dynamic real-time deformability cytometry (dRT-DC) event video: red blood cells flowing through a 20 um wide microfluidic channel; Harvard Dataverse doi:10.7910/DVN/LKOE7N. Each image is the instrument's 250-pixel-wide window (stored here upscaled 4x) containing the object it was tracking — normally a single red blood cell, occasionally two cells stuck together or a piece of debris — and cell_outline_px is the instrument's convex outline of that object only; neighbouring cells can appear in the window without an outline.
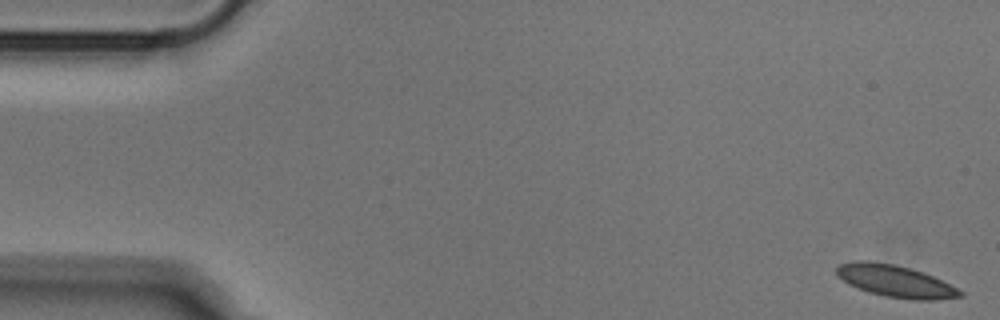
{"species": "Egyptian fruit bat (a non-hibernating species)", "species_latin": "Rousettus aegyptiacus", "temperature_condition": "cold", "stored_images_in_passage": 51, "camera_frame_rate_fps": 3000, "um_per_image_px": 0.085, "animal": {"sex": "male"}, "frame": {"image": 1, "passage_image": 1, "time_ms": 0.0, "image_size_px": [1000, 320], "cell_outline_px": [[964, 296], [936, 300], [912, 300], [884, 296], [868, 292], [848, 284], [836, 276], [836, 268], [840, 264], [856, 260], [868, 260], [892, 264], [924, 272], [964, 292]], "centroid_in_image_um": [76.07, 23.9], "position_along_channel_um": 8.9, "area_um2": 23.06}}
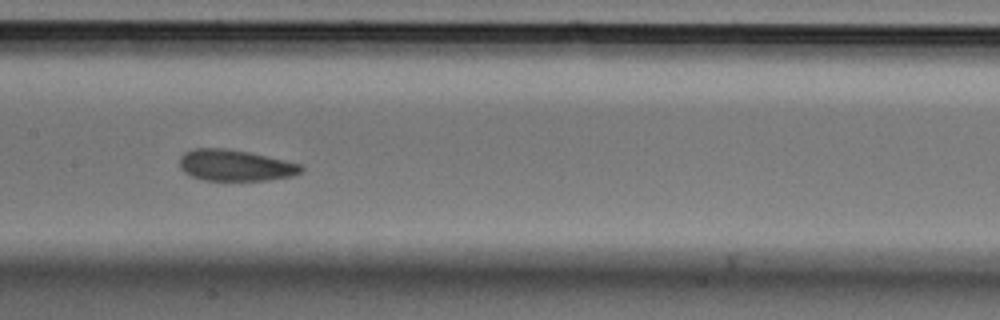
{"frame": {"image": 2, "passage_image": 25, "time_ms": 8.0, "image_size_px": [1000, 320], "cell_outline_px": [[304, 168], [300, 172], [292, 176], [268, 180], [204, 180], [192, 176], [184, 172], [180, 168], [180, 156], [184, 152], [192, 148], [228, 148], [248, 152], [304, 164]], "centroid_in_image_um": [20.0, 14.04], "position_along_channel_um": 187.4, "area_um2": 22.25}}
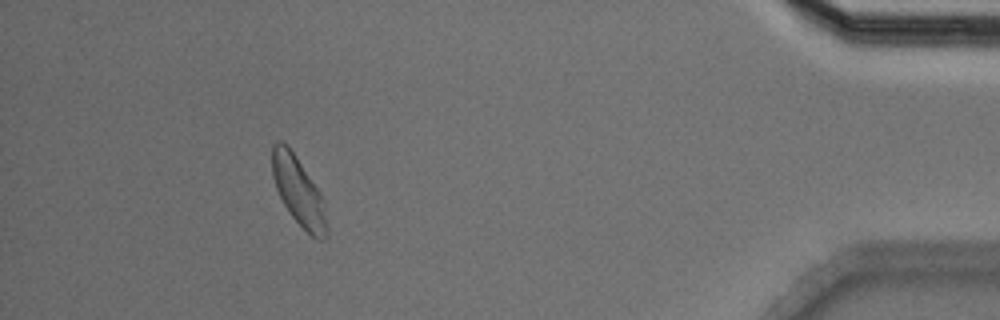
{"frame": {"image": 3, "passage_image": 47, "time_ms": 15.333, "image_size_px": [1000, 320], "cell_outline_px": [[328, 236], [324, 240], [320, 240], [312, 236], [292, 216], [284, 204], [276, 188], [272, 176], [272, 144], [276, 140], [280, 140], [296, 156], [320, 192], [324, 200], [328, 224]], "centroid_in_image_um": [25.4, 16.28], "position_along_channel_um": 409.8, "area_um2": 21.73}}